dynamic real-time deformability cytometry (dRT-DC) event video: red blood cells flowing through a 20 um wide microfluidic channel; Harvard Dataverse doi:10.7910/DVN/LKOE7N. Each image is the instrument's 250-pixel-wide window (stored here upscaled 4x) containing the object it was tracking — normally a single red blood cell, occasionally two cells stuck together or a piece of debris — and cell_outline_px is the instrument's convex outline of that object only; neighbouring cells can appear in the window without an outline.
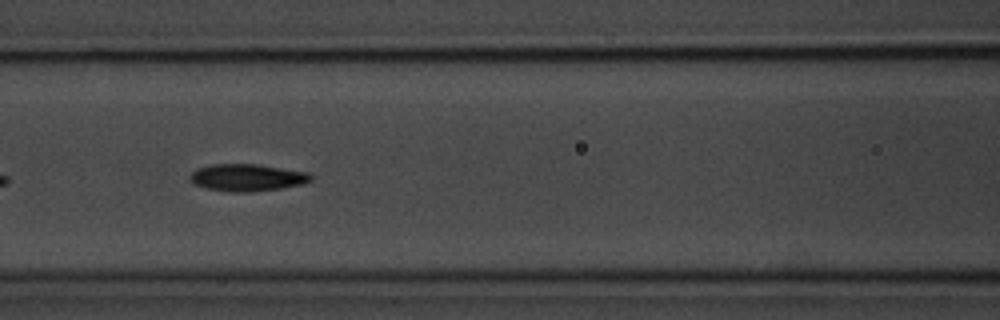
{"species": "common noctule bat (a hibernating species)", "species_latin": "Nyctalus noctula", "temperature_condition": "room temperature", "stored_images_in_passage": 22, "camera_frame_rate_fps": 3000, "um_per_image_px": 0.085, "animal": {"sex": "male", "body_mass_g": 20.1, "forearm_length_mm": 53.5}, "frame": {"image": 1, "passage_image": 10, "time_ms": 3.0, "image_size_px": [1000, 320], "cell_outline_px": [[312, 180], [304, 184], [280, 188], [252, 192], [232, 192], [208, 188], [196, 184], [188, 176], [196, 168], [212, 164], [256, 164], [308, 172], [312, 176]], "centroid_in_image_um": [21.03, 15.09], "position_along_channel_um": 145.6, "area_um2": 19.02}}
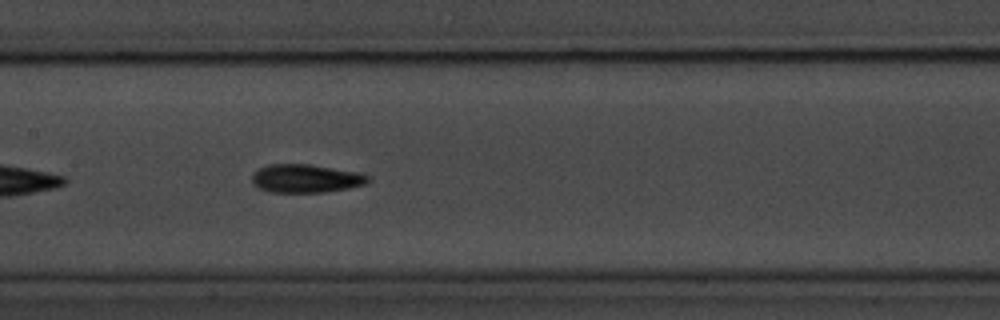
{"frame": {"image": 2, "passage_image": 13, "time_ms": 4.0, "image_size_px": [1000, 320], "cell_outline_px": [[368, 180], [364, 184], [348, 188], [324, 192], [272, 192], [260, 188], [252, 184], [252, 172], [268, 164], [312, 164], [360, 172], [368, 176]], "centroid_in_image_um": [25.97, 15.15], "position_along_channel_um": 181.4, "area_um2": 19.19}}